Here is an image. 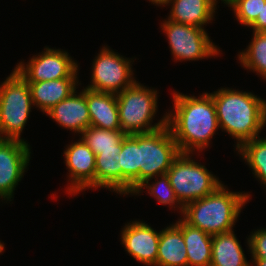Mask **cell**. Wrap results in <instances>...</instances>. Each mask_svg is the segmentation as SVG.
<instances>
[{
    "instance_id": "obj_6",
    "label": "cell",
    "mask_w": 266,
    "mask_h": 266,
    "mask_svg": "<svg viewBox=\"0 0 266 266\" xmlns=\"http://www.w3.org/2000/svg\"><path fill=\"white\" fill-rule=\"evenodd\" d=\"M180 154L167 125L149 133L138 134V188L155 176L166 174Z\"/></svg>"
},
{
    "instance_id": "obj_26",
    "label": "cell",
    "mask_w": 266,
    "mask_h": 266,
    "mask_svg": "<svg viewBox=\"0 0 266 266\" xmlns=\"http://www.w3.org/2000/svg\"><path fill=\"white\" fill-rule=\"evenodd\" d=\"M159 181L152 183L149 186L148 184H142L133 194H139L142 188H148L149 194L154 196L160 204L170 205L173 208V205H179L181 212L183 213L184 206L179 202L178 198L175 195V192L169 182L167 174L160 175ZM175 203V204H174ZM177 203V204H176Z\"/></svg>"
},
{
    "instance_id": "obj_2",
    "label": "cell",
    "mask_w": 266,
    "mask_h": 266,
    "mask_svg": "<svg viewBox=\"0 0 266 266\" xmlns=\"http://www.w3.org/2000/svg\"><path fill=\"white\" fill-rule=\"evenodd\" d=\"M214 101L218 125L236 138L239 148L259 137L266 124V101L249 92L226 88L209 93Z\"/></svg>"
},
{
    "instance_id": "obj_13",
    "label": "cell",
    "mask_w": 266,
    "mask_h": 266,
    "mask_svg": "<svg viewBox=\"0 0 266 266\" xmlns=\"http://www.w3.org/2000/svg\"><path fill=\"white\" fill-rule=\"evenodd\" d=\"M121 232L122 244L129 255L145 265L156 266L160 232L140 221L128 223Z\"/></svg>"
},
{
    "instance_id": "obj_15",
    "label": "cell",
    "mask_w": 266,
    "mask_h": 266,
    "mask_svg": "<svg viewBox=\"0 0 266 266\" xmlns=\"http://www.w3.org/2000/svg\"><path fill=\"white\" fill-rule=\"evenodd\" d=\"M90 125L106 130H121L117 96L86 89Z\"/></svg>"
},
{
    "instance_id": "obj_22",
    "label": "cell",
    "mask_w": 266,
    "mask_h": 266,
    "mask_svg": "<svg viewBox=\"0 0 266 266\" xmlns=\"http://www.w3.org/2000/svg\"><path fill=\"white\" fill-rule=\"evenodd\" d=\"M106 187L121 194V166L117 152H101L95 157V188Z\"/></svg>"
},
{
    "instance_id": "obj_10",
    "label": "cell",
    "mask_w": 266,
    "mask_h": 266,
    "mask_svg": "<svg viewBox=\"0 0 266 266\" xmlns=\"http://www.w3.org/2000/svg\"><path fill=\"white\" fill-rule=\"evenodd\" d=\"M45 52L23 62L15 69L27 82H42L62 78H77L78 64L61 49L45 48Z\"/></svg>"
},
{
    "instance_id": "obj_8",
    "label": "cell",
    "mask_w": 266,
    "mask_h": 266,
    "mask_svg": "<svg viewBox=\"0 0 266 266\" xmlns=\"http://www.w3.org/2000/svg\"><path fill=\"white\" fill-rule=\"evenodd\" d=\"M91 85L86 89L118 94L132 86L134 79L131 61L104 47L93 62Z\"/></svg>"
},
{
    "instance_id": "obj_18",
    "label": "cell",
    "mask_w": 266,
    "mask_h": 266,
    "mask_svg": "<svg viewBox=\"0 0 266 266\" xmlns=\"http://www.w3.org/2000/svg\"><path fill=\"white\" fill-rule=\"evenodd\" d=\"M183 234L187 249L188 266H210L212 259V235L195 228L183 219L175 224Z\"/></svg>"
},
{
    "instance_id": "obj_28",
    "label": "cell",
    "mask_w": 266,
    "mask_h": 266,
    "mask_svg": "<svg viewBox=\"0 0 266 266\" xmlns=\"http://www.w3.org/2000/svg\"><path fill=\"white\" fill-rule=\"evenodd\" d=\"M248 245L253 259H266V229L252 233L248 238Z\"/></svg>"
},
{
    "instance_id": "obj_4",
    "label": "cell",
    "mask_w": 266,
    "mask_h": 266,
    "mask_svg": "<svg viewBox=\"0 0 266 266\" xmlns=\"http://www.w3.org/2000/svg\"><path fill=\"white\" fill-rule=\"evenodd\" d=\"M116 96L121 131L126 135L149 133L166 125V115L155 125L150 124L157 110L156 90L135 82Z\"/></svg>"
},
{
    "instance_id": "obj_11",
    "label": "cell",
    "mask_w": 266,
    "mask_h": 266,
    "mask_svg": "<svg viewBox=\"0 0 266 266\" xmlns=\"http://www.w3.org/2000/svg\"><path fill=\"white\" fill-rule=\"evenodd\" d=\"M30 148L24 140L0 139V197L11 201L16 185L30 160Z\"/></svg>"
},
{
    "instance_id": "obj_25",
    "label": "cell",
    "mask_w": 266,
    "mask_h": 266,
    "mask_svg": "<svg viewBox=\"0 0 266 266\" xmlns=\"http://www.w3.org/2000/svg\"><path fill=\"white\" fill-rule=\"evenodd\" d=\"M246 51L241 52L238 57L243 67L256 71L266 79V32L256 33Z\"/></svg>"
},
{
    "instance_id": "obj_14",
    "label": "cell",
    "mask_w": 266,
    "mask_h": 266,
    "mask_svg": "<svg viewBox=\"0 0 266 266\" xmlns=\"http://www.w3.org/2000/svg\"><path fill=\"white\" fill-rule=\"evenodd\" d=\"M75 93L76 90L51 108L47 114L60 126L81 134L90 126L86 88L79 95Z\"/></svg>"
},
{
    "instance_id": "obj_29",
    "label": "cell",
    "mask_w": 266,
    "mask_h": 266,
    "mask_svg": "<svg viewBox=\"0 0 266 266\" xmlns=\"http://www.w3.org/2000/svg\"><path fill=\"white\" fill-rule=\"evenodd\" d=\"M256 33L266 32V3L263 5L261 13L258 14L257 19L249 26Z\"/></svg>"
},
{
    "instance_id": "obj_23",
    "label": "cell",
    "mask_w": 266,
    "mask_h": 266,
    "mask_svg": "<svg viewBox=\"0 0 266 266\" xmlns=\"http://www.w3.org/2000/svg\"><path fill=\"white\" fill-rule=\"evenodd\" d=\"M81 134L82 140L95 155L101 152H117L119 154L122 149V140L126 136L121 130H106L91 125Z\"/></svg>"
},
{
    "instance_id": "obj_9",
    "label": "cell",
    "mask_w": 266,
    "mask_h": 266,
    "mask_svg": "<svg viewBox=\"0 0 266 266\" xmlns=\"http://www.w3.org/2000/svg\"><path fill=\"white\" fill-rule=\"evenodd\" d=\"M162 30L166 33L175 60H199L218 55L219 49L211 42L204 28L165 21Z\"/></svg>"
},
{
    "instance_id": "obj_20",
    "label": "cell",
    "mask_w": 266,
    "mask_h": 266,
    "mask_svg": "<svg viewBox=\"0 0 266 266\" xmlns=\"http://www.w3.org/2000/svg\"><path fill=\"white\" fill-rule=\"evenodd\" d=\"M210 266H251L233 231L212 235Z\"/></svg>"
},
{
    "instance_id": "obj_21",
    "label": "cell",
    "mask_w": 266,
    "mask_h": 266,
    "mask_svg": "<svg viewBox=\"0 0 266 266\" xmlns=\"http://www.w3.org/2000/svg\"><path fill=\"white\" fill-rule=\"evenodd\" d=\"M121 166V194L138 189V134L126 135L119 153Z\"/></svg>"
},
{
    "instance_id": "obj_24",
    "label": "cell",
    "mask_w": 266,
    "mask_h": 266,
    "mask_svg": "<svg viewBox=\"0 0 266 266\" xmlns=\"http://www.w3.org/2000/svg\"><path fill=\"white\" fill-rule=\"evenodd\" d=\"M236 149L252 168L253 174L266 186V138H254Z\"/></svg>"
},
{
    "instance_id": "obj_33",
    "label": "cell",
    "mask_w": 266,
    "mask_h": 266,
    "mask_svg": "<svg viewBox=\"0 0 266 266\" xmlns=\"http://www.w3.org/2000/svg\"><path fill=\"white\" fill-rule=\"evenodd\" d=\"M3 249H4V245L0 241V253H2Z\"/></svg>"
},
{
    "instance_id": "obj_7",
    "label": "cell",
    "mask_w": 266,
    "mask_h": 266,
    "mask_svg": "<svg viewBox=\"0 0 266 266\" xmlns=\"http://www.w3.org/2000/svg\"><path fill=\"white\" fill-rule=\"evenodd\" d=\"M190 158L189 153H180L166 172L175 195L183 206L212 194L222 185L204 165Z\"/></svg>"
},
{
    "instance_id": "obj_5",
    "label": "cell",
    "mask_w": 266,
    "mask_h": 266,
    "mask_svg": "<svg viewBox=\"0 0 266 266\" xmlns=\"http://www.w3.org/2000/svg\"><path fill=\"white\" fill-rule=\"evenodd\" d=\"M31 105L28 82L14 69L0 85V139L23 140L20 135L28 121Z\"/></svg>"
},
{
    "instance_id": "obj_16",
    "label": "cell",
    "mask_w": 266,
    "mask_h": 266,
    "mask_svg": "<svg viewBox=\"0 0 266 266\" xmlns=\"http://www.w3.org/2000/svg\"><path fill=\"white\" fill-rule=\"evenodd\" d=\"M76 78H62L42 82H28L32 103L47 113L67 98L76 88Z\"/></svg>"
},
{
    "instance_id": "obj_32",
    "label": "cell",
    "mask_w": 266,
    "mask_h": 266,
    "mask_svg": "<svg viewBox=\"0 0 266 266\" xmlns=\"http://www.w3.org/2000/svg\"><path fill=\"white\" fill-rule=\"evenodd\" d=\"M217 2V0H215ZM224 1L225 4L230 5L231 3H233L235 0H222Z\"/></svg>"
},
{
    "instance_id": "obj_1",
    "label": "cell",
    "mask_w": 266,
    "mask_h": 266,
    "mask_svg": "<svg viewBox=\"0 0 266 266\" xmlns=\"http://www.w3.org/2000/svg\"><path fill=\"white\" fill-rule=\"evenodd\" d=\"M173 95L175 112L166 115V125L180 153L191 154L195 149L208 147L219 128L212 96L205 93L196 98L177 92Z\"/></svg>"
},
{
    "instance_id": "obj_30",
    "label": "cell",
    "mask_w": 266,
    "mask_h": 266,
    "mask_svg": "<svg viewBox=\"0 0 266 266\" xmlns=\"http://www.w3.org/2000/svg\"><path fill=\"white\" fill-rule=\"evenodd\" d=\"M255 266H266V259H253Z\"/></svg>"
},
{
    "instance_id": "obj_19",
    "label": "cell",
    "mask_w": 266,
    "mask_h": 266,
    "mask_svg": "<svg viewBox=\"0 0 266 266\" xmlns=\"http://www.w3.org/2000/svg\"><path fill=\"white\" fill-rule=\"evenodd\" d=\"M156 266H188L183 234L175 224L160 231Z\"/></svg>"
},
{
    "instance_id": "obj_12",
    "label": "cell",
    "mask_w": 266,
    "mask_h": 266,
    "mask_svg": "<svg viewBox=\"0 0 266 266\" xmlns=\"http://www.w3.org/2000/svg\"><path fill=\"white\" fill-rule=\"evenodd\" d=\"M64 155L72 179L67 191L76 195L86 188H95L96 155L82 138L68 145Z\"/></svg>"
},
{
    "instance_id": "obj_3",
    "label": "cell",
    "mask_w": 266,
    "mask_h": 266,
    "mask_svg": "<svg viewBox=\"0 0 266 266\" xmlns=\"http://www.w3.org/2000/svg\"><path fill=\"white\" fill-rule=\"evenodd\" d=\"M248 198L249 194L229 192L222 184L212 194L187 203L182 219L210 235L230 232Z\"/></svg>"
},
{
    "instance_id": "obj_27",
    "label": "cell",
    "mask_w": 266,
    "mask_h": 266,
    "mask_svg": "<svg viewBox=\"0 0 266 266\" xmlns=\"http://www.w3.org/2000/svg\"><path fill=\"white\" fill-rule=\"evenodd\" d=\"M266 0H235L229 6L233 8L238 21L245 26H250L261 13Z\"/></svg>"
},
{
    "instance_id": "obj_17",
    "label": "cell",
    "mask_w": 266,
    "mask_h": 266,
    "mask_svg": "<svg viewBox=\"0 0 266 266\" xmlns=\"http://www.w3.org/2000/svg\"><path fill=\"white\" fill-rule=\"evenodd\" d=\"M173 4L168 20L203 28L211 21L216 10L215 0H169Z\"/></svg>"
},
{
    "instance_id": "obj_31",
    "label": "cell",
    "mask_w": 266,
    "mask_h": 266,
    "mask_svg": "<svg viewBox=\"0 0 266 266\" xmlns=\"http://www.w3.org/2000/svg\"><path fill=\"white\" fill-rule=\"evenodd\" d=\"M156 5H165L169 0H149Z\"/></svg>"
}]
</instances>
